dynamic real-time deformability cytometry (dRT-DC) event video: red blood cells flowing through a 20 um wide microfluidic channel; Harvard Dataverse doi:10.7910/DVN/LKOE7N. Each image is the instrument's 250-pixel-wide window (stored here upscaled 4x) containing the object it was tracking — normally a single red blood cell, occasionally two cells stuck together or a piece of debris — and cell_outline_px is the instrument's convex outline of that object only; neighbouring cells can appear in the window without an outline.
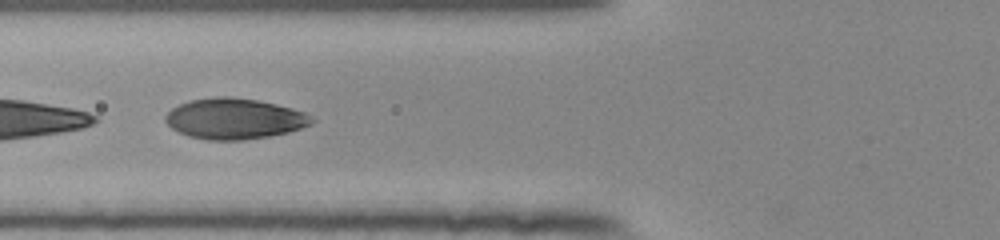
{"species": "human", "species_latin": "Homo sapiens", "temperature_condition": "room temperature", "stored_images_in_passage": 41, "camera_frame_rate_fps": 3000, "um_per_image_px": 0.085, "donor": {"sex": "female"}, "frame": {"image": 1, "passage_image": 10, "time_ms": 3.0, "image_size_px": [1000, 240], "cell_outline_px": [[316, 120], [312, 124], [288, 132], [272, 136], [244, 140], [208, 140], [188, 136], [172, 128], [164, 120], [164, 116], [172, 108], [180, 104], [192, 100], [216, 96], [228, 96], [256, 100], [276, 104], [292, 108], [304, 112], [312, 116]], "centroid_in_image_um": [19.94, 10.09], "position_along_channel_um": 105.9, "area_um2": 34.8}}
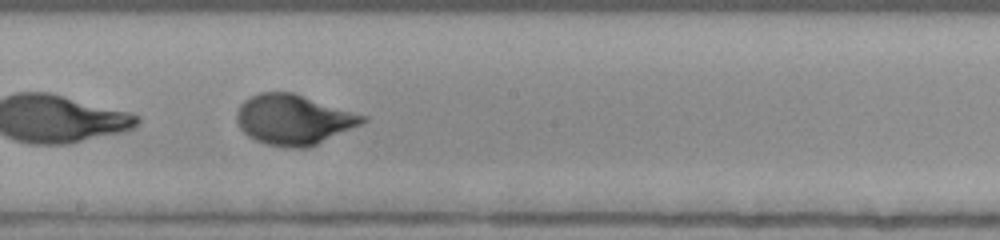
{"frame": {"image": 2, "passage_image": 19, "time_ms": 6.0, "image_size_px": [1000, 240], "cell_outline_px": [[368, 120], [360, 124], [308, 148], [288, 148], [264, 144], [248, 136], [240, 128], [236, 120], [236, 112], [240, 104], [244, 100], [260, 92], [292, 92], [368, 116]], "centroid_in_image_um": [24.93, 10.17], "position_along_channel_um": 223.3, "area_um2": 36.7}}
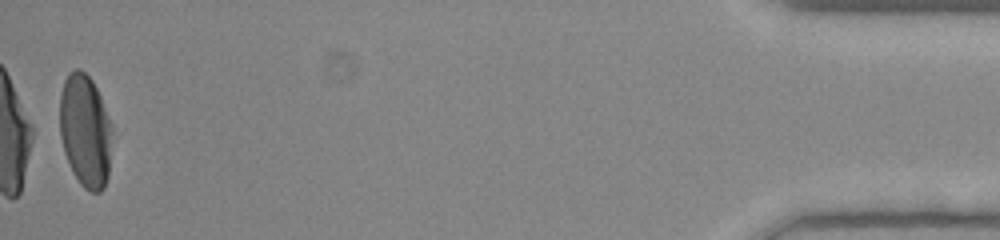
{"frame": {"image": 3, "passage_image": 41, "time_ms": 13.333, "image_size_px": [1000, 240], "cell_outline_px": [[112, 132], [108, 176], [104, 188], [100, 192], [92, 192], [84, 188], [80, 184], [72, 172], [64, 152], [60, 136], [60, 96], [64, 80], [68, 72], [76, 68], [80, 68], [92, 80], [100, 96], [112, 124]], "centroid_in_image_um": [7.24, 11.12], "position_along_channel_um": 428.0, "area_um2": 34.68}, "authors_computed_cell_mechanics": {"area_um2": 36.2406, "velocity_mm_per_s": 3.9287, "shape_relaxation_time_tau1_ms": 3.1919, "shape_relaxation_time_tau2_ms": null, "deformation_change_tau1": 0.1887, "deformation_change_tau2": null}}